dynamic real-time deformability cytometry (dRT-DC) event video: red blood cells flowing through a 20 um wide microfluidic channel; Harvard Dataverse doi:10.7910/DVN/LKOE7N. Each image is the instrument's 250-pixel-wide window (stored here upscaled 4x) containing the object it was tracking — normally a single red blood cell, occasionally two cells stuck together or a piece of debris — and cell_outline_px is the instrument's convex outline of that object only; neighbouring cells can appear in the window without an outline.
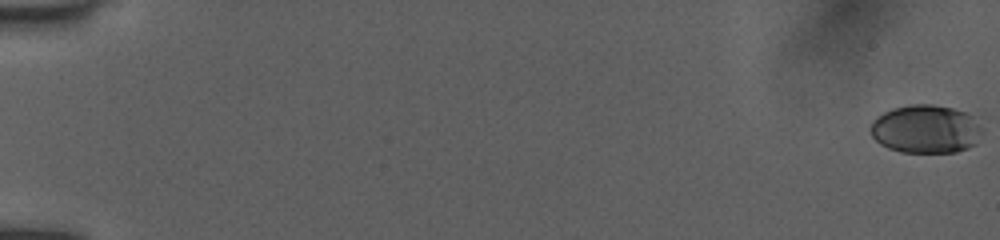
{"species": "human", "species_latin": "Homo sapiens", "temperature_condition": "room temperature", "stored_images_in_passage": 104, "camera_frame_rate_fps": 3000, "um_per_image_px": 0.085, "donor": {"sex": "female"}, "frame": {"image": 1, "passage_image": 1, "time_ms": 0.0, "image_size_px": [1000, 240], "cell_outline_px": [[984, 128], [976, 144], [968, 148], [956, 152], [900, 152], [888, 148], [880, 144], [872, 136], [872, 120], [876, 116], [892, 108], [908, 104], [932, 104], [952, 108], [968, 112]], "centroid_in_image_um": [78.72, 10.96], "position_along_channel_um": 6.3, "area_um2": 31.79}}
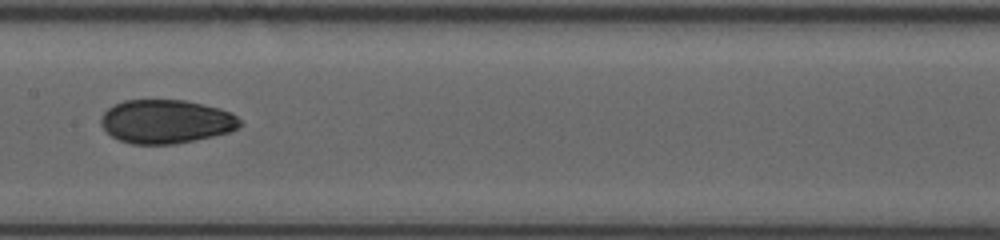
{"frame": {"image": 2, "passage_image": 51, "time_ms": 9.667, "image_size_px": [1000, 240], "cell_outline_px": [[244, 124], [228, 132], [212, 136], [176, 144], [132, 144], [120, 140], [112, 136], [100, 124], [100, 116], [112, 104], [124, 100], [184, 100], [220, 108], [232, 112]], "centroid_in_image_um": [14.1, 10.32], "position_along_channel_um": 193.3, "area_um2": 35.49}}
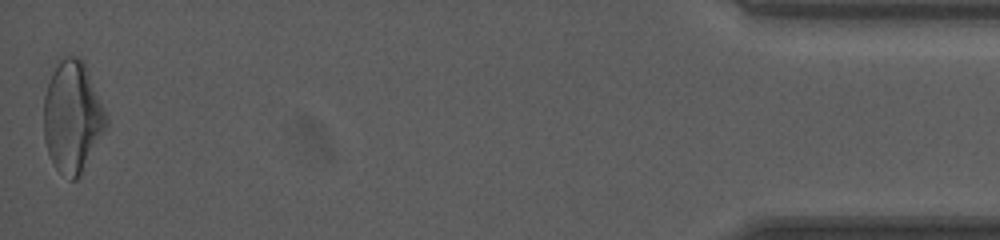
{"frame": {"image": 3, "passage_image": 103, "time_ms": 17.667, "image_size_px": [1000, 240], "cell_outline_px": [[108, 124], [80, 176], [76, 180], [72, 180], [56, 168], [52, 164], [44, 140], [44, 96], [48, 84], [60, 60], [68, 56], [80, 56], [84, 64], [108, 116]], "centroid_in_image_um": [6.16, 9.97], "position_along_channel_um": 429.0, "area_um2": 40.0}, "authors_computed_cell_mechanics": {"area_um2": 34.9979, "velocity_mm_per_s": 3.9788, "shape_relaxation_time_tau1_ms": 5.2666, "shape_relaxation_time_tau2_ms": 2.0311, "deformation_change_tau1": 0.1475, "deformation_change_tau2": 0.0596}}